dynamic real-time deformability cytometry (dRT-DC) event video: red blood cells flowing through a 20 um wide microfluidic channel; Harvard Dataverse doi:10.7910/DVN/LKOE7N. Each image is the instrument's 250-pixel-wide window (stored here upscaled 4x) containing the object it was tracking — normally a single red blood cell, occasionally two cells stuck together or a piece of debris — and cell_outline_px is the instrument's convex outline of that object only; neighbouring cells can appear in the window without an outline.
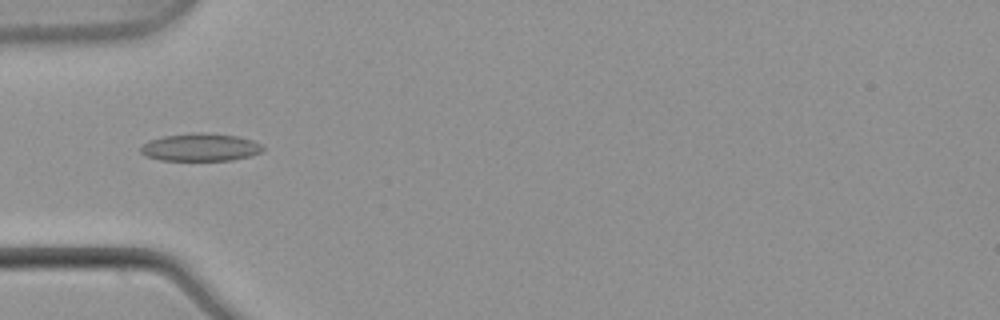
{"species": "common noctule bat (a hibernating species)", "species_latin": "Nyctalus noctula", "temperature_condition": "warm", "stored_images_in_passage": 4, "camera_frame_rate_fps": 3000, "um_per_image_px": 0.085, "animal": {"sex": "male", "body_mass_g": 21.5, "forearm_length_mm": 52.0}, "frame": {"image": 1, "passage_image": 2, "time_ms": 0.333, "image_size_px": [1000, 320], "cell_outline_px": [[264, 148], [260, 152], [248, 156], [232, 160], [160, 160], [144, 156], [140, 152], [140, 148], [148, 140], [164, 136], [196, 132], [200, 132], [236, 136], [252, 140], [260, 144]], "centroid_in_image_um": [16.98, 12.52], "position_along_channel_um": 68.0, "area_um2": 19.59}}
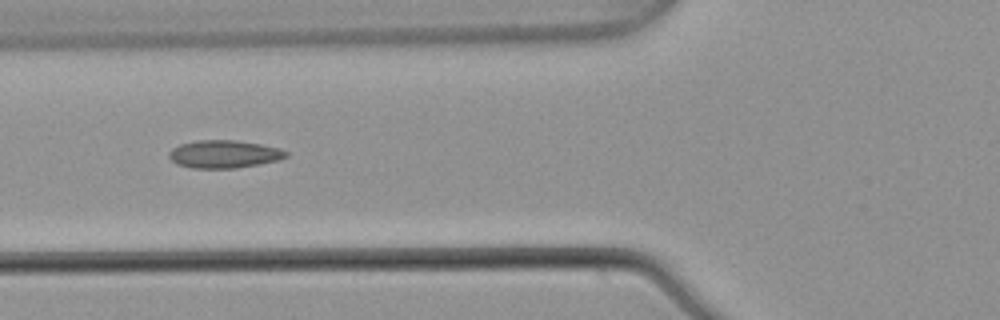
{"frame": {"image": 2, "passage_image": 3, "time_ms": 0.667, "image_size_px": [1000, 320], "cell_outline_px": [[288, 156], [280, 160], [236, 168], [192, 168], [176, 164], [168, 156], [168, 152], [172, 148], [180, 144], [196, 140], [236, 140], [260, 144], [280, 148], [288, 152]], "centroid_in_image_um": [19.04, 13.1], "position_along_channel_um": 106.8, "area_um2": 19.07}}